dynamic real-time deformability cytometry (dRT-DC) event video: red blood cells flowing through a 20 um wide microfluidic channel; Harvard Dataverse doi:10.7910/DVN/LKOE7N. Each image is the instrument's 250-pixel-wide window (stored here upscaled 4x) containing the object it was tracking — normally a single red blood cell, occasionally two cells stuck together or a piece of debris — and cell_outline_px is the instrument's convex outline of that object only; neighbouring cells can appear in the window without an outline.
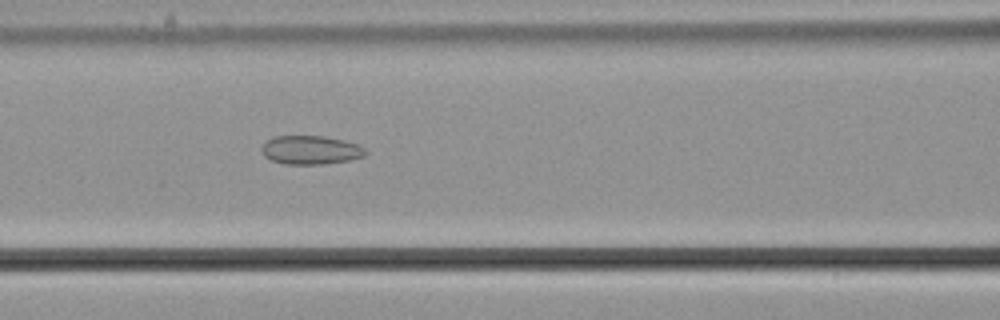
{"species": "common noctule bat (a hibernating species)", "species_latin": "Nyctalus noctula", "temperature_condition": "cold", "stored_images_in_passage": 42, "camera_frame_rate_fps": 3000, "um_per_image_px": 0.085, "animal": {"sex": "male", "body_mass_g": 21.5, "forearm_length_mm": 52.0}, "frame": {"image": 1, "passage_image": 17, "time_ms": 5.333, "image_size_px": [1000, 320], "cell_outline_px": [[368, 152], [364, 156], [348, 160], [324, 164], [284, 164], [272, 160], [264, 156], [260, 148], [272, 136], [324, 136], [344, 140], [356, 144], [364, 148]], "centroid_in_image_um": [26.39, 12.75], "position_along_channel_um": 140.2, "area_um2": 17.34}}
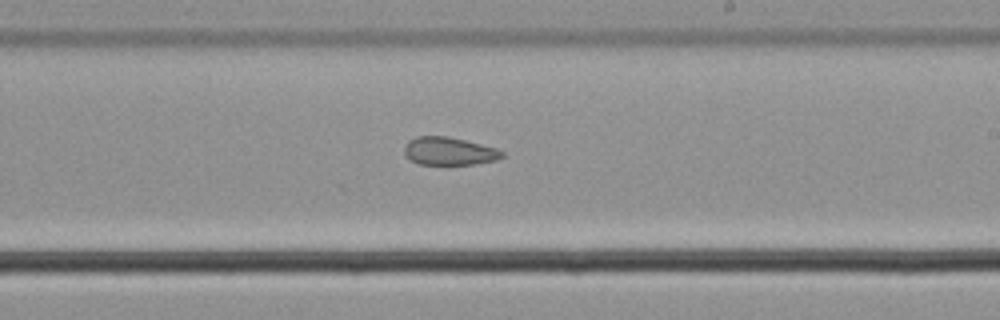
{"frame": {"image": 2, "passage_image": 26, "time_ms": 8.333, "image_size_px": [1000, 320], "cell_outline_px": [[504, 156], [496, 160], [476, 164], [420, 164], [412, 160], [404, 152], [404, 144], [408, 140], [416, 136], [448, 136], [496, 148], [504, 152]], "centroid_in_image_um": [38.17, 12.84], "position_along_channel_um": 250.8, "area_um2": 15.84}}
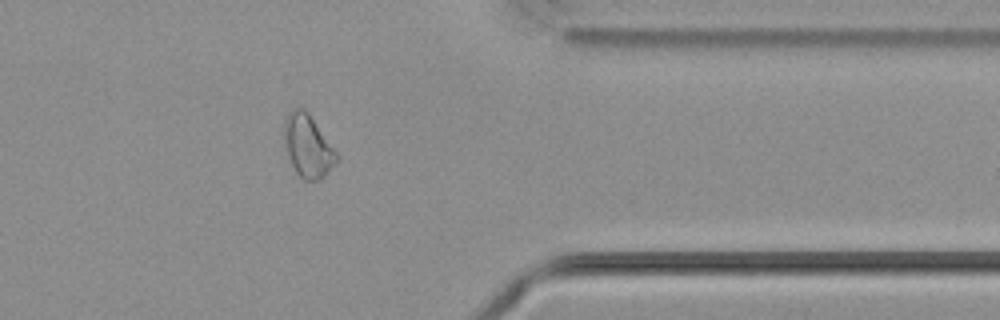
{"frame": {"image": 3, "passage_image": 38, "time_ms": 12.333, "image_size_px": [1000, 320], "cell_outline_px": [[340, 156], [324, 176], [320, 180], [304, 180], [296, 172], [284, 148], [284, 120], [288, 112], [292, 108], [304, 108], [308, 112]], "centroid_in_image_um": [26.15, 12.39], "position_along_channel_um": 385.3, "area_um2": 19.13}, "authors_computed_cell_mechanics": {"area_um2": 17.7735, "velocity_mm_per_s": 3.6898, "shape_relaxation_time_tau1_ms": null, "shape_relaxation_time_tau2_ms": 6.5933, "deformation_change_tau1": null, "deformation_change_tau2": 0.133}}